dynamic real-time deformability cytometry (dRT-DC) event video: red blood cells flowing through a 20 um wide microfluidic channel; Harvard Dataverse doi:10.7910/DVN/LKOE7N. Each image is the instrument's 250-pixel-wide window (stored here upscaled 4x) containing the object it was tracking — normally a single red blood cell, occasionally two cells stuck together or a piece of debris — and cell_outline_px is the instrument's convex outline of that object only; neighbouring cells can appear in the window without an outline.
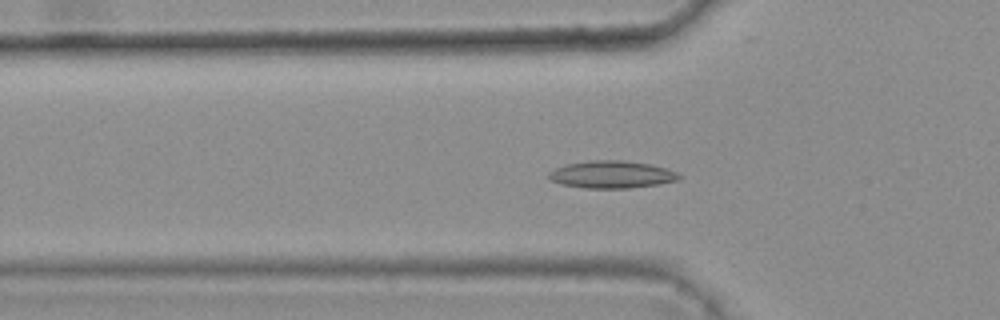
{"species": "common noctule bat (a hibernating species)", "species_latin": "Nyctalus noctula", "temperature_condition": "warm", "stored_images_in_passage": 45, "camera_frame_rate_fps": 3000, "um_per_image_px": 0.085, "animal": {"sex": "female", "body_mass_g": 25.1}, "frame": {"image": 1, "passage_image": 17, "time_ms": 5.333, "image_size_px": [1000, 320], "cell_outline_px": [[680, 180], [656, 184], [628, 188], [584, 188], [560, 184], [552, 180], [548, 176], [548, 172], [564, 164], [588, 160], [620, 160], [652, 164], [676, 172], [680, 176]], "centroid_in_image_um": [51.96, 14.82], "position_along_channel_um": 73.8, "area_um2": 20.75}}
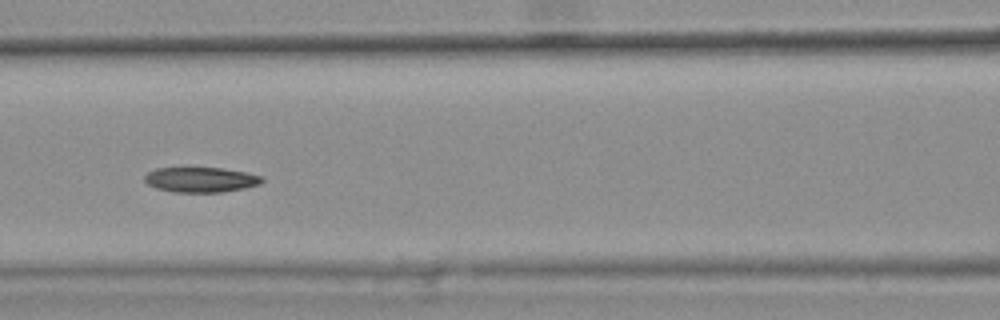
{"frame": {"image": 2, "passage_image": 23, "time_ms": 7.333, "image_size_px": [1000, 320], "cell_outline_px": [[264, 180], [260, 184], [244, 188], [220, 192], [172, 192], [156, 188], [148, 184], [144, 180], [144, 176], [148, 172], [156, 168], [220, 168], [248, 172], [264, 176]], "centroid_in_image_um": [17.09, 15.27], "position_along_channel_um": 149.5, "area_um2": 17.22}}
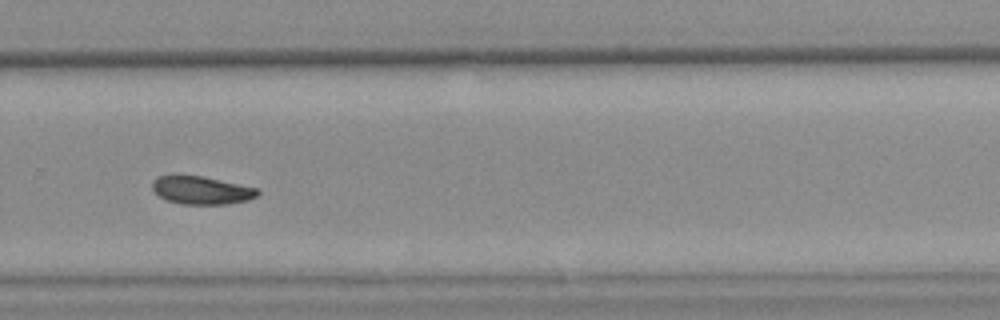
{"frame": {"image": 3, "passage_image": 36, "time_ms": 11.667, "image_size_px": [1000, 320], "cell_outline_px": [[260, 192], [256, 196], [248, 200], [228, 204], [180, 204], [168, 200], [160, 196], [152, 188], [152, 180], [156, 176], [204, 176], [260, 188]], "centroid_in_image_um": [17.17, 16.17], "position_along_channel_um": 312.6, "area_um2": 17.22}}